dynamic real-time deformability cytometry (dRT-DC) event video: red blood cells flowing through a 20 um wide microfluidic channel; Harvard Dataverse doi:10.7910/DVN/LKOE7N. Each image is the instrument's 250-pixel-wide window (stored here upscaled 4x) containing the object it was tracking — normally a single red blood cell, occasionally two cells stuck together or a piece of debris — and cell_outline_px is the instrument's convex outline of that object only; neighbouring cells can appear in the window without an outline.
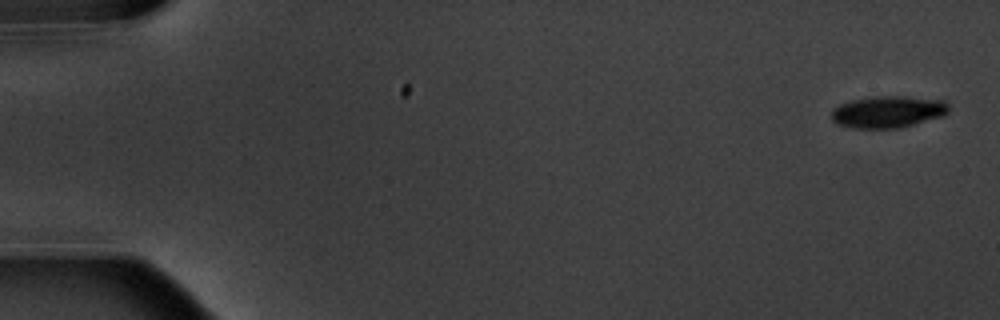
{"species": "common noctule bat (a hibernating species)", "species_latin": "Nyctalus noctula", "temperature_condition": "warm", "stored_images_in_passage": 9, "camera_frame_rate_fps": 3000, "um_per_image_px": 0.085, "animal": {"sex": "male", "body_mass_g": 20.1, "forearm_length_mm": 53.5}, "frame": {"image": 1, "passage_image": 1, "time_ms": 0.0, "image_size_px": [1000, 320], "cell_outline_px": [[948, 112], [944, 116], [900, 128], [852, 128], [836, 124], [832, 120], [832, 108], [840, 104], [852, 100], [876, 96], [908, 96], [944, 100], [948, 104]], "centroid_in_image_um": [75.48, 9.5], "position_along_channel_um": 9.5, "area_um2": 21.96}}
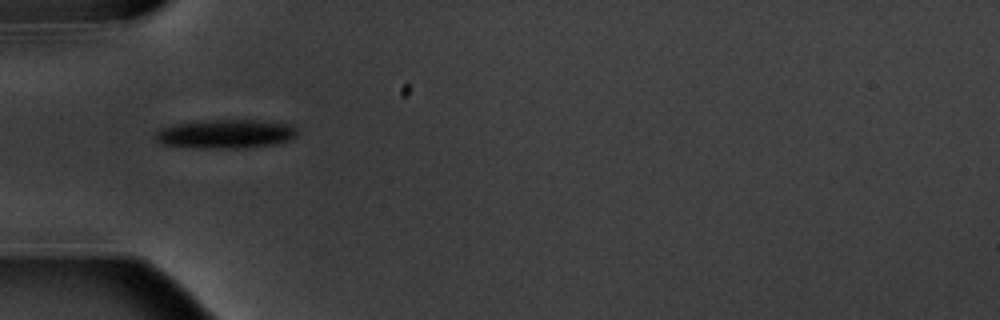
{"frame": {"image": 2, "passage_image": 6, "time_ms": 5.667, "image_size_px": [1000, 320], "cell_outline_px": [[300, 132], [296, 136], [288, 140], [276, 144], [248, 148], [200, 148], [164, 144], [156, 140], [152, 136], [160, 128], [176, 124], [208, 120], [252, 120], [288, 124], [296, 128]], "centroid_in_image_um": [19.19, 11.39], "position_along_channel_um": 65.8, "area_um2": 23.87}}